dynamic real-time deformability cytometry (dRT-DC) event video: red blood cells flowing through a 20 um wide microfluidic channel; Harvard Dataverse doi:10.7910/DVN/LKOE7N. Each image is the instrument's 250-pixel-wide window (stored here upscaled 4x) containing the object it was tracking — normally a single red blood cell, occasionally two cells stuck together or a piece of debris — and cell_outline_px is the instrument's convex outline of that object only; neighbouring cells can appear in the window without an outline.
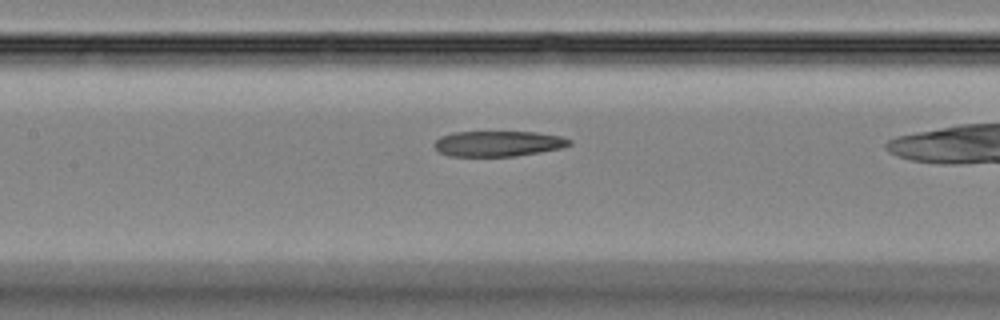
{"species": "Egyptian fruit bat (a non-hibernating species)", "species_latin": "Rousettus aegyptiacus", "temperature_condition": "room temperature", "stored_images_in_passage": 35, "camera_frame_rate_fps": 3000, "um_per_image_px": 0.085, "animal": {"sex": "female"}, "frame": {"image": 1, "passage_image": 19, "time_ms": 6.0, "image_size_px": [1000, 320], "cell_outline_px": [[572, 144], [564, 148], [516, 156], [448, 156], [440, 152], [432, 144], [440, 136], [452, 132], [536, 132], [560, 136], [572, 140]], "centroid_in_image_um": [42.36, 12.21], "position_along_channel_um": 165.0, "area_um2": 20.23}}
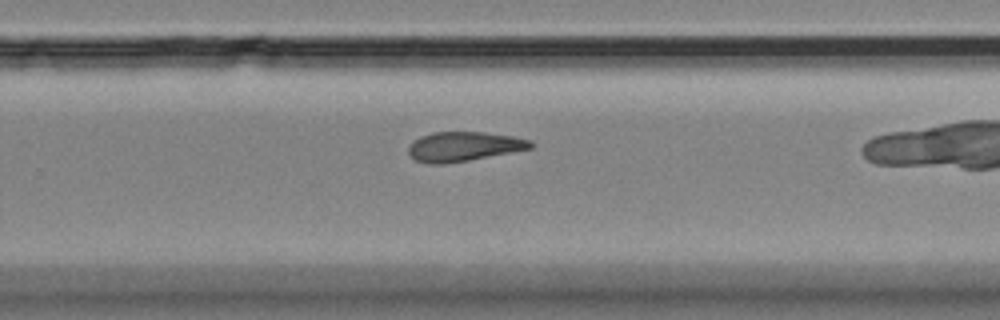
{"frame": {"image": 2, "passage_image": 28, "time_ms": 9.0, "image_size_px": [1000, 320], "cell_outline_px": [[536, 144], [532, 148], [512, 152], [468, 160], [444, 164], [428, 164], [416, 160], [408, 156], [408, 148], [420, 136], [432, 132], [484, 132], [512, 136], [532, 140]], "centroid_in_image_um": [39.43, 12.45], "position_along_channel_um": 290.4, "area_um2": 21.04}}
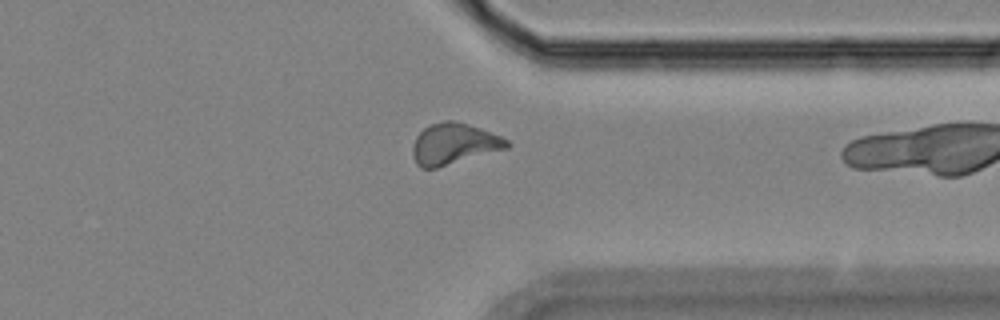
{"frame": {"image": 3, "passage_image": 34, "time_ms": 11.0, "image_size_px": [1000, 320], "cell_outline_px": [[512, 144], [508, 148], [436, 168], [420, 168], [416, 164], [412, 156], [412, 144], [416, 136], [424, 128], [432, 124], [444, 120], [456, 120], [480, 128], [500, 136], [508, 140]], "centroid_in_image_um": [38.56, 12.23], "position_along_channel_um": 372.8, "area_um2": 22.66}}